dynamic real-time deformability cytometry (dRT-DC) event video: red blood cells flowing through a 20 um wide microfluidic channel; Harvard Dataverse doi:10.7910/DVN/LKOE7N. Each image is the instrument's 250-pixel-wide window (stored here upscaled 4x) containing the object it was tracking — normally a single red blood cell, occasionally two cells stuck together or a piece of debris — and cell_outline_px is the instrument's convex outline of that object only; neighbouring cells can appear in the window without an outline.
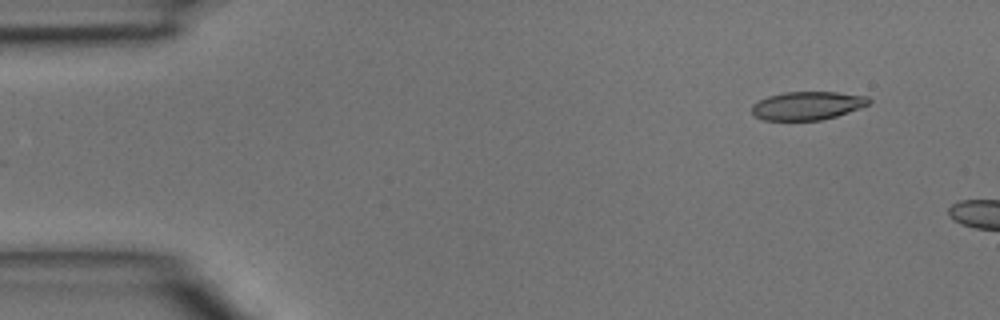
{"species": "common noctule bat (a hibernating species)", "species_latin": "Nyctalus noctula", "temperature_condition": "room temperature", "stored_images_in_passage": 2, "camera_frame_rate_fps": 3000, "um_per_image_px": 0.085, "animal": {"sex": "male", "body_mass_g": 15.6}, "frame": {"image": 1, "passage_image": 1, "time_ms": 0.0, "image_size_px": [1000, 320], "cell_outline_px": [[872, 100], [868, 104], [860, 108], [836, 116], [820, 120], [764, 120], [756, 116], [752, 112], [752, 104], [768, 96], [784, 92], [836, 92], [868, 96]], "centroid_in_image_um": [68.64, 8.97], "position_along_channel_um": 16.4, "area_um2": 19.25}}